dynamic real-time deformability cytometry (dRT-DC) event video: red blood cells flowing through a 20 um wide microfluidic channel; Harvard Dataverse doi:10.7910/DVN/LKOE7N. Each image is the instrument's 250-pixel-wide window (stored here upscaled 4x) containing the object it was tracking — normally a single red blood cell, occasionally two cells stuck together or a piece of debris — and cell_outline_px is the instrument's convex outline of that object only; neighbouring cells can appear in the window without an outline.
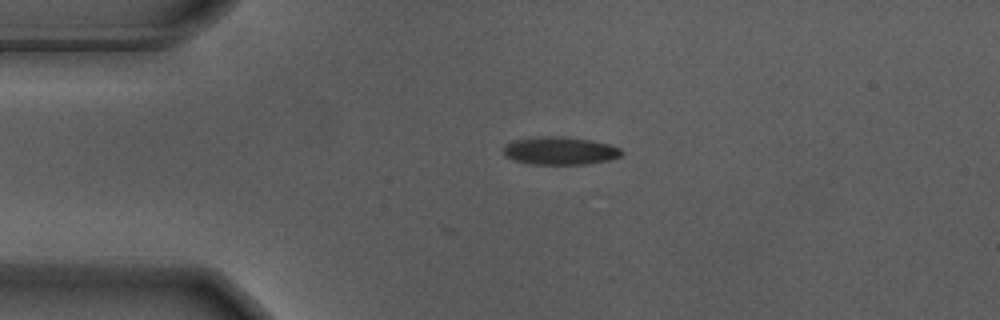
{"species": "Egyptian fruit bat (a non-hibernating species)", "species_latin": "Rousettus aegyptiacus", "temperature_condition": "warm", "stored_images_in_passage": 3, "camera_frame_rate_fps": 3000, "um_per_image_px": 0.085, "animal": {"sex": "male"}, "frame": {"image": 1, "passage_image": 1, "time_ms": 0.0, "image_size_px": [1000, 320], "cell_outline_px": [[624, 152], [620, 156], [608, 160], [584, 164], [528, 164], [516, 160], [508, 156], [504, 152], [504, 148], [512, 140], [540, 136], [560, 136], [588, 140], [608, 144], [620, 148]], "centroid_in_image_um": [47.61, 12.81], "position_along_channel_um": 37.4, "area_um2": 18.9}}